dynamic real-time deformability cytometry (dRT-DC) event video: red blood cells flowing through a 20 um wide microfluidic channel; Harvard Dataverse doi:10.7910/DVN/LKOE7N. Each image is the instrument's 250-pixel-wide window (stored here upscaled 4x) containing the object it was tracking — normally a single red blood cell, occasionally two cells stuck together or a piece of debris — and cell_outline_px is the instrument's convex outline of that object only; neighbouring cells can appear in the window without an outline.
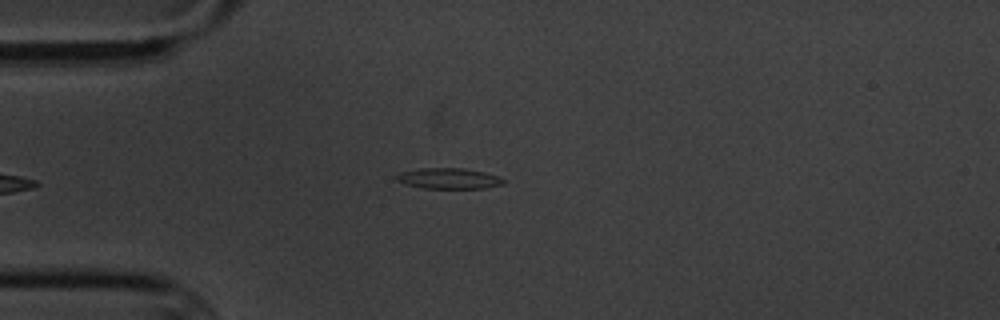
{"species": "common noctule bat (a hibernating species)", "species_latin": "Nyctalus noctula", "temperature_condition": "cold", "stored_images_in_passage": 6, "camera_frame_rate_fps": 3000, "um_per_image_px": 0.085, "animal": {"sex": "male", "body_mass_g": 20.1, "forearm_length_mm": 53.5}, "frame": {"image": 1, "passage_image": 6, "time_ms": 5.667, "image_size_px": [1000, 320], "cell_outline_px": [[504, 184], [484, 188], [424, 188], [404, 184], [396, 180], [396, 176], [400, 172], [420, 168], [464, 168], [484, 172], [500, 176], [504, 180]], "centroid_in_image_um": [38.15, 15.16], "position_along_channel_um": 46.9, "area_um2": 12.95}}